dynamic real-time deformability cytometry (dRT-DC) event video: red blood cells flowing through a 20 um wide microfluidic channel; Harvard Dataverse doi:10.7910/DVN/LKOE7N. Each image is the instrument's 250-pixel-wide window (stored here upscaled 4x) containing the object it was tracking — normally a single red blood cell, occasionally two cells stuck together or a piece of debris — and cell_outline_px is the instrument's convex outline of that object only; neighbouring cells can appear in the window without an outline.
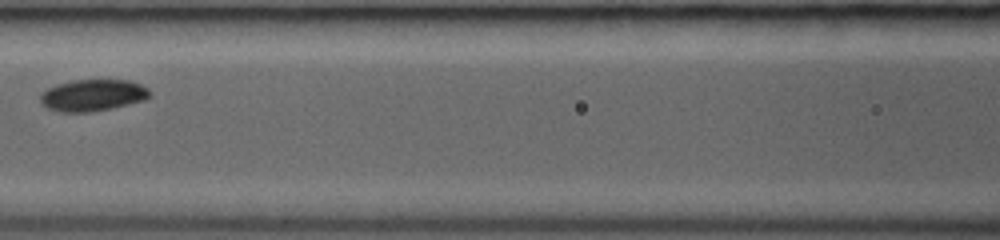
{"species": "common noctule bat (a hibernating species)", "species_latin": "Nyctalus noctula", "temperature_condition": "room temperature", "stored_images_in_passage": 9, "camera_frame_rate_fps": 3000, "um_per_image_px": 0.085, "animal": {"sex": "female", "body_mass_g": 19.0, "forearm_length_mm": 53.3}, "frame": {"image": 1, "passage_image": 6, "time_ms": 3.667, "image_size_px": [1000, 240], "cell_outline_px": [[152, 96], [144, 100], [112, 108], [92, 112], [60, 112], [48, 108], [40, 104], [40, 92], [56, 84], [72, 80], [128, 80], [140, 84], [148, 88], [152, 92]], "centroid_in_image_um": [7.87, 8.09], "position_along_channel_um": 158.7, "area_um2": 20.46}}
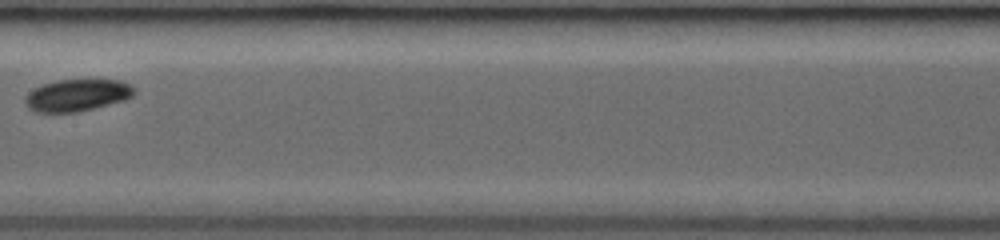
{"frame": {"image": 2, "passage_image": 7, "time_ms": 4.667, "image_size_px": [1000, 240], "cell_outline_px": [[136, 92], [132, 96], [124, 100], [76, 112], [36, 112], [28, 108], [24, 100], [24, 96], [28, 92], [44, 84], [56, 80], [120, 80], [136, 88]], "centroid_in_image_um": [6.54, 8.09], "position_along_channel_um": 200.9, "area_um2": 20.17}}